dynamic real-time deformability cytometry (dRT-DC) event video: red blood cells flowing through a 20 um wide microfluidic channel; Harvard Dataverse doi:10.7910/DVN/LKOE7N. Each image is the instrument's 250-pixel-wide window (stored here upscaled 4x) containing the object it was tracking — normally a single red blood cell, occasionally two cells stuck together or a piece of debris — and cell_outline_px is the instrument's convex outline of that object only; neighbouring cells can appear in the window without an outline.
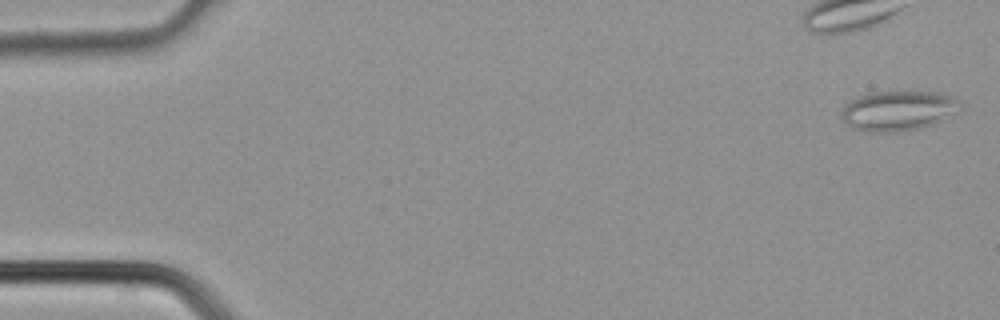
{"species": "common noctule bat (a hibernating species)", "species_latin": "Nyctalus noctula", "temperature_condition": "cold", "stored_images_in_passage": 7, "camera_frame_rate_fps": 3000, "um_per_image_px": 0.085, "animal": {"sex": "male", "body_mass_g": 21.5, "forearm_length_mm": 52.0}, "frame": {"image": 1, "passage_image": 1, "time_ms": 0.0, "image_size_px": [1000, 320], "cell_outline_px": [[964, 108], [932, 124], [920, 128], [900, 132], [868, 132], [852, 128], [840, 116], [840, 112], [844, 104], [868, 92], [936, 92], [956, 96], [960, 100]], "centroid_in_image_um": [76.36, 9.41], "position_along_channel_um": 8.6, "area_um2": 27.92}}
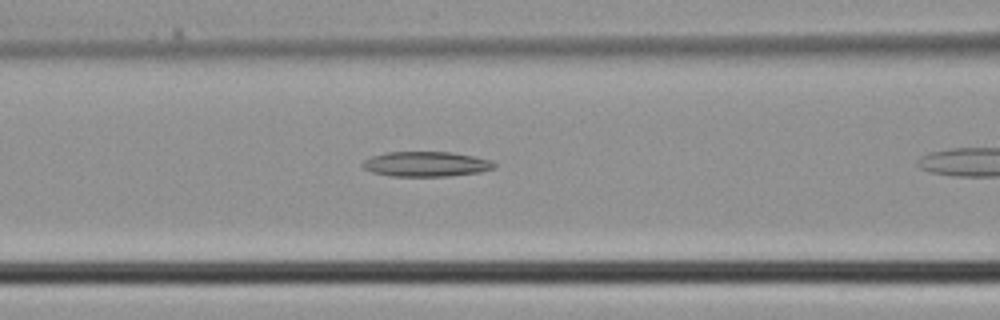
{"frame": {"image": 2, "passage_image": 6, "time_ms": 1.667, "image_size_px": [1000, 320], "cell_outline_px": [[496, 168], [480, 172], [448, 176], [392, 176], [372, 172], [364, 168], [360, 164], [364, 160], [372, 156], [384, 152], [452, 152], [492, 160], [496, 164]], "centroid_in_image_um": [36.22, 13.94], "position_along_channel_um": 130.4, "area_um2": 19.25}}